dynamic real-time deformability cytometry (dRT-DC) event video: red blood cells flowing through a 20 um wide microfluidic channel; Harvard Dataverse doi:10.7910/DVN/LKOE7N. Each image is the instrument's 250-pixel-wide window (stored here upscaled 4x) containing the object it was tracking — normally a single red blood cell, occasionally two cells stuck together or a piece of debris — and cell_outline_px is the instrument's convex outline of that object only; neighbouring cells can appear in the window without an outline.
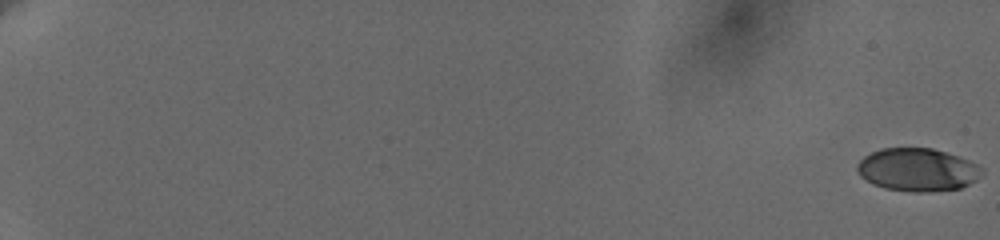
{"species": "human", "species_latin": "Homo sapiens", "temperature_condition": "cold", "stored_images_in_passage": 27, "camera_frame_rate_fps": 3000, "um_per_image_px": 0.085, "donor": {"sex": "female"}, "frame": {"image": 1, "passage_image": 1, "time_ms": 0.0, "image_size_px": [1000, 240], "cell_outline_px": [[984, 172], [976, 180], [960, 188], [932, 192], [912, 192], [884, 188], [872, 184], [860, 176], [856, 172], [856, 164], [864, 156], [880, 148], [932, 148], [968, 160], [976, 164]], "centroid_in_image_um": [77.94, 14.44], "position_along_channel_um": 7.1, "area_um2": 31.27}}
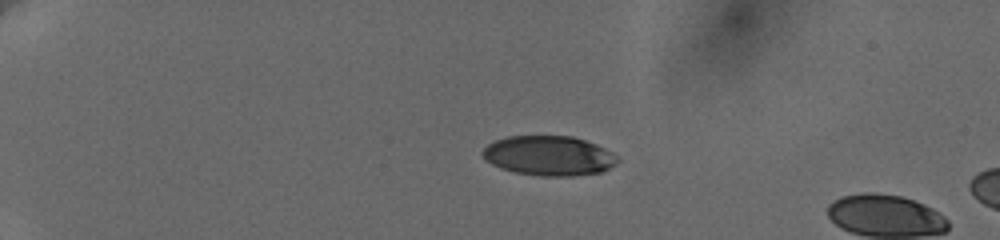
{"frame": {"image": 2, "passage_image": 23, "time_ms": 5.333, "image_size_px": [1000, 240], "cell_outline_px": [[620, 160], [616, 164], [600, 172], [572, 176], [540, 176], [516, 172], [500, 168], [484, 160], [480, 152], [488, 144], [496, 140], [508, 136], [572, 136], [596, 144], [612, 152]], "centroid_in_image_um": [46.63, 13.24], "position_along_channel_um": 38.4, "area_um2": 31.27}}